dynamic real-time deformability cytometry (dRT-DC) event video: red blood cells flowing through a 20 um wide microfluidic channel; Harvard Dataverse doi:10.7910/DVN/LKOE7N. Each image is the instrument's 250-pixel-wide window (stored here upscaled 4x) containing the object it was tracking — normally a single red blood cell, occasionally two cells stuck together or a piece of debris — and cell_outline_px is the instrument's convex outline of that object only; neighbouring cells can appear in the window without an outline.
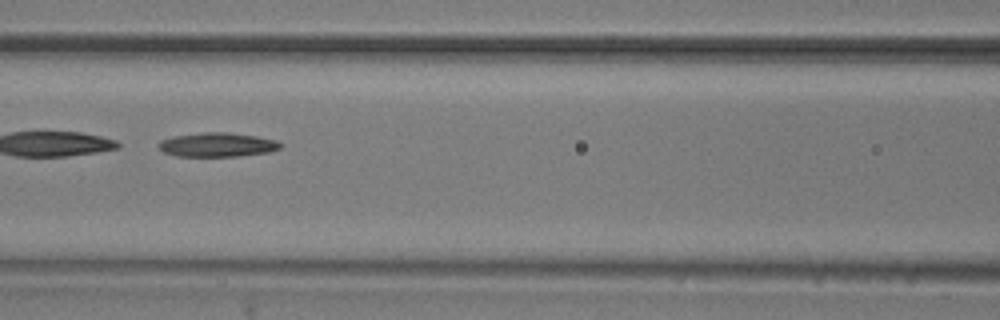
{"species": "common noctule bat (a hibernating species)", "species_latin": "Nyctalus noctula", "temperature_condition": "room temperature", "stored_images_in_passage": 51, "camera_frame_rate_fps": 3000, "um_per_image_px": 0.085, "animal": {"sex": "male", "body_mass_g": 20.5, "forearm_length_mm": 52.5}, "frame": {"image": 1, "passage_image": 22, "time_ms": 7.0, "image_size_px": [1000, 320], "cell_outline_px": [[280, 148], [268, 152], [236, 156], [176, 156], [164, 152], [156, 144], [160, 140], [172, 136], [204, 132], [228, 132], [256, 136], [276, 140], [280, 144]], "centroid_in_image_um": [18.42, 12.29], "position_along_channel_um": 148.2, "area_um2": 17.05}}